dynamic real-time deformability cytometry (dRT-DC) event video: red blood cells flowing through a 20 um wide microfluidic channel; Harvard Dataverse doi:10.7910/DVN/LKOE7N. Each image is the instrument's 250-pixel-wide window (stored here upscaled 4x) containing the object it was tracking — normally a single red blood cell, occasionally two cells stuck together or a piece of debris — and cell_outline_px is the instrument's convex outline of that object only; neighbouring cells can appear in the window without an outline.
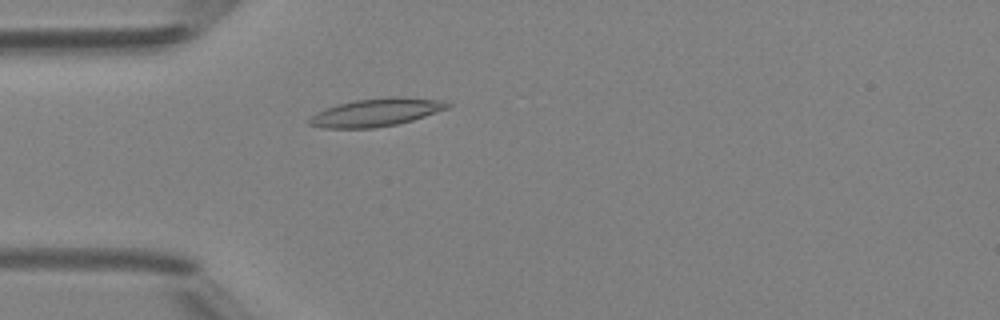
{"species": "Egyptian fruit bat (a non-hibernating species)", "species_latin": "Rousettus aegyptiacus", "temperature_condition": "room temperature", "stored_images_in_passage": 42, "camera_frame_rate_fps": 3000, "um_per_image_px": 0.085, "animal": {"sex": "female"}, "frame": {"image": 1, "passage_image": 7, "time_ms": 2.0, "image_size_px": [1000, 320], "cell_outline_px": [[452, 104], [448, 108], [412, 120], [396, 124], [372, 128], [320, 128], [308, 124], [308, 120], [316, 112], [324, 108], [356, 100], [388, 96], [396, 96], [444, 100]], "centroid_in_image_um": [31.97, 9.54], "position_along_channel_um": 53.0, "area_um2": 22.48}}
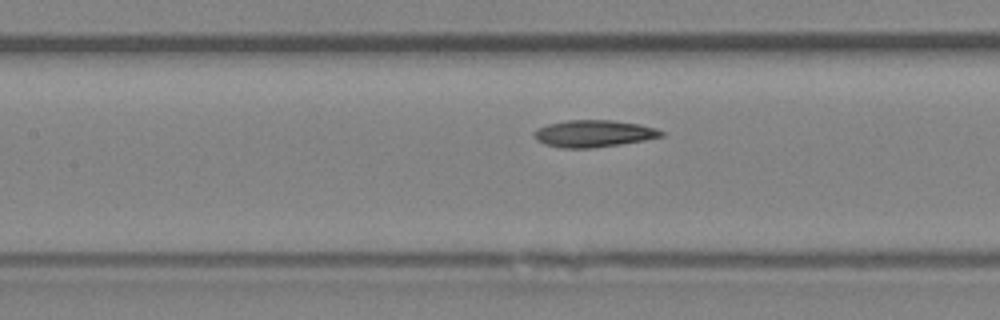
{"frame": {"image": 2, "passage_image": 15, "time_ms": 4.667, "image_size_px": [1000, 320], "cell_outline_px": [[664, 136], [644, 140], [620, 144], [592, 148], [560, 148], [544, 144], [536, 140], [532, 136], [532, 132], [536, 128], [548, 124], [564, 120], [612, 120], [640, 124], [656, 128], [664, 132]], "centroid_in_image_um": [50.41, 11.35], "position_along_channel_um": 157.0, "area_um2": 20.23}}
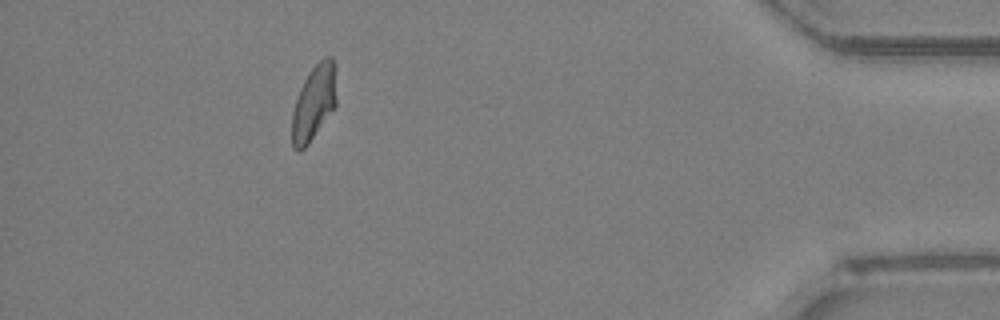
{"frame": {"image": 3, "passage_image": 37, "time_ms": 12.0, "image_size_px": [1000, 320], "cell_outline_px": [[336, 108], [308, 144], [300, 152], [296, 152], [292, 148], [292, 112], [300, 88], [308, 72], [324, 56], [332, 56], [336, 68]], "centroid_in_image_um": [26.7, 8.73], "position_along_channel_um": 408.5, "area_um2": 19.94}, "authors_computed_cell_mechanics": {"area_um2": 19.941, "velocity_mm_per_s": 4.194, "shape_relaxation_time_tau1_ms": null, "shape_relaxation_time_tau2_ms": 2.3091, "deformation_change_tau1": null, "deformation_change_tau2": 0.0898}}